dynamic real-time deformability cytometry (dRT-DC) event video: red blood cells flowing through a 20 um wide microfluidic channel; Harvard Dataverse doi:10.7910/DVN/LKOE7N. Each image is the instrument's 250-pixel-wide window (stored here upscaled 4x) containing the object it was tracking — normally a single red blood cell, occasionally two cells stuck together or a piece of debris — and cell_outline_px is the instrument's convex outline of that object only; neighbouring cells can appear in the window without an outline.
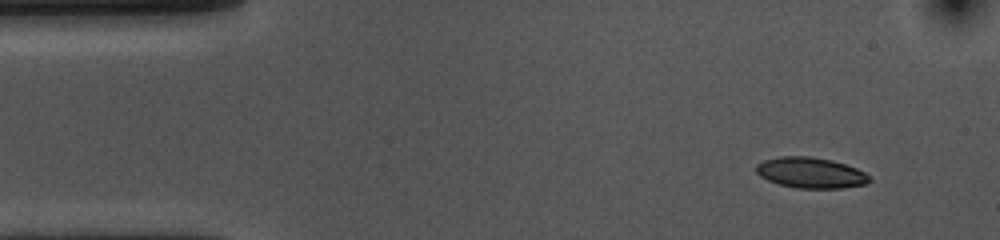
{"species": "common noctule bat (a hibernating species)", "species_latin": "Nyctalus noctula", "temperature_condition": "cold", "stored_images_in_passage": 51, "camera_frame_rate_fps": 3000, "um_per_image_px": 0.085, "animal": {"sex": "female", "body_mass_g": 10.0, "forearm_length_mm": 53.1}, "frame": {"image": 1, "passage_image": 1, "time_ms": 0.0, "image_size_px": [1000, 240], "cell_outline_px": [[872, 180], [864, 184], [844, 188], [796, 188], [780, 184], [768, 180], [760, 176], [756, 172], [756, 164], [764, 160], [780, 156], [808, 156], [832, 160], [856, 168], [864, 172]], "centroid_in_image_um": [68.89, 14.68], "position_along_channel_um": 16.1, "area_um2": 20.17}}
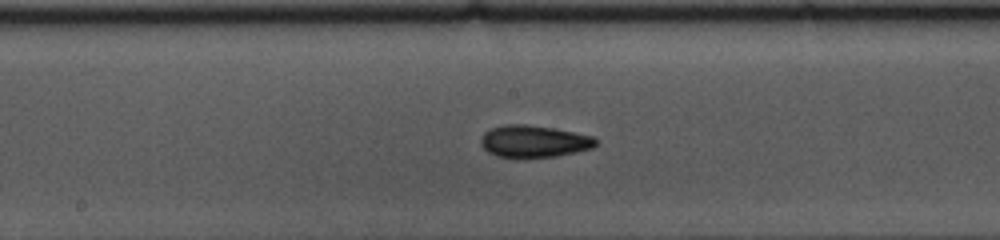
{"frame": {"image": 2, "passage_image": 23, "time_ms": 7.333, "image_size_px": [1000, 240], "cell_outline_px": [[596, 144], [592, 148], [576, 152], [556, 156], [496, 156], [488, 152], [480, 144], [480, 140], [484, 132], [492, 128], [504, 124], [528, 124], [552, 128], [596, 136]], "centroid_in_image_um": [45.39, 11.99], "position_along_channel_um": 202.8, "area_um2": 21.21}}
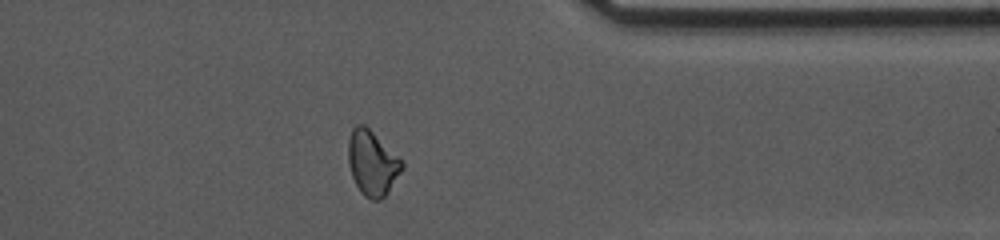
{"frame": {"image": 3, "passage_image": 39, "time_ms": 12.667, "image_size_px": [1000, 240], "cell_outline_px": [[404, 168], [388, 192], [380, 200], [372, 200], [364, 196], [360, 192], [352, 176], [348, 164], [348, 140], [352, 128], [356, 124], [364, 124], [404, 160]], "centroid_in_image_um": [31.65, 13.85], "position_along_channel_um": 379.7, "area_um2": 20.58}, "authors_computed_cell_mechanics": {"area_um2": 20.7502, "velocity_mm_per_s": 3.5786, "shape_relaxation_time_tau1_ms": 5.9386, "shape_relaxation_time_tau2_ms": 4.3447, "deformation_change_tau1": 0.1521, "deformation_change_tau2": 0.1006}}